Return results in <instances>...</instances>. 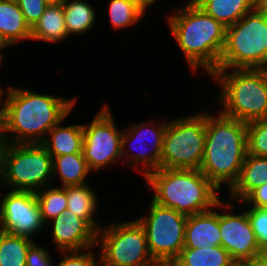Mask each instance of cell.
Wrapping results in <instances>:
<instances>
[{
	"instance_id": "6da1fadb",
	"label": "cell",
	"mask_w": 267,
	"mask_h": 266,
	"mask_svg": "<svg viewBox=\"0 0 267 266\" xmlns=\"http://www.w3.org/2000/svg\"><path fill=\"white\" fill-rule=\"evenodd\" d=\"M173 6L167 12L165 23L176 45L185 57L192 75L202 70L211 76L219 66L225 41L226 28L212 16L206 14L195 3ZM205 71V72H203ZM195 72V73H194Z\"/></svg>"
},
{
	"instance_id": "7a4b0ae2",
	"label": "cell",
	"mask_w": 267,
	"mask_h": 266,
	"mask_svg": "<svg viewBox=\"0 0 267 266\" xmlns=\"http://www.w3.org/2000/svg\"><path fill=\"white\" fill-rule=\"evenodd\" d=\"M77 98L9 86L4 133L11 143H42L77 105Z\"/></svg>"
},
{
	"instance_id": "3957f363",
	"label": "cell",
	"mask_w": 267,
	"mask_h": 266,
	"mask_svg": "<svg viewBox=\"0 0 267 266\" xmlns=\"http://www.w3.org/2000/svg\"><path fill=\"white\" fill-rule=\"evenodd\" d=\"M246 154L247 123L227 117L218 109L217 113L206 110L205 148L199 170L228 193L239 179Z\"/></svg>"
},
{
	"instance_id": "277c9868",
	"label": "cell",
	"mask_w": 267,
	"mask_h": 266,
	"mask_svg": "<svg viewBox=\"0 0 267 266\" xmlns=\"http://www.w3.org/2000/svg\"><path fill=\"white\" fill-rule=\"evenodd\" d=\"M144 179L153 202L187 216L209 211L223 198L199 169L160 168Z\"/></svg>"
},
{
	"instance_id": "5b68a950",
	"label": "cell",
	"mask_w": 267,
	"mask_h": 266,
	"mask_svg": "<svg viewBox=\"0 0 267 266\" xmlns=\"http://www.w3.org/2000/svg\"><path fill=\"white\" fill-rule=\"evenodd\" d=\"M210 77L219 89L215 102L223 115L245 123L267 118V81L261 69H217Z\"/></svg>"
},
{
	"instance_id": "8992f818",
	"label": "cell",
	"mask_w": 267,
	"mask_h": 266,
	"mask_svg": "<svg viewBox=\"0 0 267 266\" xmlns=\"http://www.w3.org/2000/svg\"><path fill=\"white\" fill-rule=\"evenodd\" d=\"M267 65V13L255 7L226 28L217 69H260Z\"/></svg>"
},
{
	"instance_id": "52a82bcc",
	"label": "cell",
	"mask_w": 267,
	"mask_h": 266,
	"mask_svg": "<svg viewBox=\"0 0 267 266\" xmlns=\"http://www.w3.org/2000/svg\"><path fill=\"white\" fill-rule=\"evenodd\" d=\"M200 111L168 120L163 138L161 168H200L205 148L206 110Z\"/></svg>"
},
{
	"instance_id": "ba28073f",
	"label": "cell",
	"mask_w": 267,
	"mask_h": 266,
	"mask_svg": "<svg viewBox=\"0 0 267 266\" xmlns=\"http://www.w3.org/2000/svg\"><path fill=\"white\" fill-rule=\"evenodd\" d=\"M97 249L105 265L158 266L149 253L145 229L135 218L102 225L97 232Z\"/></svg>"
},
{
	"instance_id": "9c48e42d",
	"label": "cell",
	"mask_w": 267,
	"mask_h": 266,
	"mask_svg": "<svg viewBox=\"0 0 267 266\" xmlns=\"http://www.w3.org/2000/svg\"><path fill=\"white\" fill-rule=\"evenodd\" d=\"M52 157L41 143H11L0 187L37 192L53 185Z\"/></svg>"
},
{
	"instance_id": "30bf717a",
	"label": "cell",
	"mask_w": 267,
	"mask_h": 266,
	"mask_svg": "<svg viewBox=\"0 0 267 266\" xmlns=\"http://www.w3.org/2000/svg\"><path fill=\"white\" fill-rule=\"evenodd\" d=\"M148 207L136 219L145 229L149 253L158 265L174 262L184 248L188 216L152 200Z\"/></svg>"
},
{
	"instance_id": "8fae6325",
	"label": "cell",
	"mask_w": 267,
	"mask_h": 266,
	"mask_svg": "<svg viewBox=\"0 0 267 266\" xmlns=\"http://www.w3.org/2000/svg\"><path fill=\"white\" fill-rule=\"evenodd\" d=\"M94 118L83 124V155L93 173L122 163L123 129L116 126L110 105L102 104ZM111 109V110H110ZM115 163V164H114Z\"/></svg>"
},
{
	"instance_id": "7c38bea8",
	"label": "cell",
	"mask_w": 267,
	"mask_h": 266,
	"mask_svg": "<svg viewBox=\"0 0 267 266\" xmlns=\"http://www.w3.org/2000/svg\"><path fill=\"white\" fill-rule=\"evenodd\" d=\"M151 119L125 125L122 134V164L132 167L143 179L161 168L163 138L168 124V118L161 119L164 122L160 118Z\"/></svg>"
},
{
	"instance_id": "4fadbf2b",
	"label": "cell",
	"mask_w": 267,
	"mask_h": 266,
	"mask_svg": "<svg viewBox=\"0 0 267 266\" xmlns=\"http://www.w3.org/2000/svg\"><path fill=\"white\" fill-rule=\"evenodd\" d=\"M233 203L224 198L219 201L221 246L235 262H255L263 250L258 245L246 207L239 203L238 211Z\"/></svg>"
},
{
	"instance_id": "5bb4252c",
	"label": "cell",
	"mask_w": 267,
	"mask_h": 266,
	"mask_svg": "<svg viewBox=\"0 0 267 266\" xmlns=\"http://www.w3.org/2000/svg\"><path fill=\"white\" fill-rule=\"evenodd\" d=\"M5 190L7 192L0 199V230L36 241L35 236L42 235L43 229H46L36 193Z\"/></svg>"
},
{
	"instance_id": "9a60e30c",
	"label": "cell",
	"mask_w": 267,
	"mask_h": 266,
	"mask_svg": "<svg viewBox=\"0 0 267 266\" xmlns=\"http://www.w3.org/2000/svg\"><path fill=\"white\" fill-rule=\"evenodd\" d=\"M51 229V244L56 251H78L97 245V232L70 210L46 224Z\"/></svg>"
},
{
	"instance_id": "2e32d148",
	"label": "cell",
	"mask_w": 267,
	"mask_h": 266,
	"mask_svg": "<svg viewBox=\"0 0 267 266\" xmlns=\"http://www.w3.org/2000/svg\"><path fill=\"white\" fill-rule=\"evenodd\" d=\"M221 246L219 202L206 212L189 215L185 226L184 248Z\"/></svg>"
},
{
	"instance_id": "e0dca14e",
	"label": "cell",
	"mask_w": 267,
	"mask_h": 266,
	"mask_svg": "<svg viewBox=\"0 0 267 266\" xmlns=\"http://www.w3.org/2000/svg\"><path fill=\"white\" fill-rule=\"evenodd\" d=\"M73 110L54 126L41 143L51 157L69 154H83V123L64 125Z\"/></svg>"
},
{
	"instance_id": "ac0fdd59",
	"label": "cell",
	"mask_w": 267,
	"mask_h": 266,
	"mask_svg": "<svg viewBox=\"0 0 267 266\" xmlns=\"http://www.w3.org/2000/svg\"><path fill=\"white\" fill-rule=\"evenodd\" d=\"M264 183H267V157L246 154L239 179L228 191L229 200L239 203Z\"/></svg>"
},
{
	"instance_id": "d6986e66",
	"label": "cell",
	"mask_w": 267,
	"mask_h": 266,
	"mask_svg": "<svg viewBox=\"0 0 267 266\" xmlns=\"http://www.w3.org/2000/svg\"><path fill=\"white\" fill-rule=\"evenodd\" d=\"M0 35L9 47L31 41V28L16 0H0Z\"/></svg>"
},
{
	"instance_id": "ffe728a7",
	"label": "cell",
	"mask_w": 267,
	"mask_h": 266,
	"mask_svg": "<svg viewBox=\"0 0 267 266\" xmlns=\"http://www.w3.org/2000/svg\"><path fill=\"white\" fill-rule=\"evenodd\" d=\"M91 182L87 184L67 186V209L77 217L84 219L96 232L100 230L101 223L96 215L100 202L96 189ZM95 190V191H94ZM97 217V218H95Z\"/></svg>"
},
{
	"instance_id": "44dd1931",
	"label": "cell",
	"mask_w": 267,
	"mask_h": 266,
	"mask_svg": "<svg viewBox=\"0 0 267 266\" xmlns=\"http://www.w3.org/2000/svg\"><path fill=\"white\" fill-rule=\"evenodd\" d=\"M70 38L67 33L63 5H48L31 28V41L59 44Z\"/></svg>"
},
{
	"instance_id": "7402d4cb",
	"label": "cell",
	"mask_w": 267,
	"mask_h": 266,
	"mask_svg": "<svg viewBox=\"0 0 267 266\" xmlns=\"http://www.w3.org/2000/svg\"><path fill=\"white\" fill-rule=\"evenodd\" d=\"M62 5L69 37L89 33L95 27L99 15L92 3L86 0H65Z\"/></svg>"
},
{
	"instance_id": "603a6c76",
	"label": "cell",
	"mask_w": 267,
	"mask_h": 266,
	"mask_svg": "<svg viewBox=\"0 0 267 266\" xmlns=\"http://www.w3.org/2000/svg\"><path fill=\"white\" fill-rule=\"evenodd\" d=\"M52 164L53 180L58 176L61 182V185L55 186L67 187L87 184L90 180L88 178L92 172L89 170L83 154L56 156L52 158Z\"/></svg>"
},
{
	"instance_id": "cb8c5ba5",
	"label": "cell",
	"mask_w": 267,
	"mask_h": 266,
	"mask_svg": "<svg viewBox=\"0 0 267 266\" xmlns=\"http://www.w3.org/2000/svg\"><path fill=\"white\" fill-rule=\"evenodd\" d=\"M195 4L225 27H229L253 10L256 0H198Z\"/></svg>"
},
{
	"instance_id": "d4e9b609",
	"label": "cell",
	"mask_w": 267,
	"mask_h": 266,
	"mask_svg": "<svg viewBox=\"0 0 267 266\" xmlns=\"http://www.w3.org/2000/svg\"><path fill=\"white\" fill-rule=\"evenodd\" d=\"M174 262L178 266H233L235 263L222 246L183 248Z\"/></svg>"
},
{
	"instance_id": "484cf974",
	"label": "cell",
	"mask_w": 267,
	"mask_h": 266,
	"mask_svg": "<svg viewBox=\"0 0 267 266\" xmlns=\"http://www.w3.org/2000/svg\"><path fill=\"white\" fill-rule=\"evenodd\" d=\"M108 6V7H107ZM114 30L128 29L145 19L148 10L139 0H109L105 7Z\"/></svg>"
},
{
	"instance_id": "4316f807",
	"label": "cell",
	"mask_w": 267,
	"mask_h": 266,
	"mask_svg": "<svg viewBox=\"0 0 267 266\" xmlns=\"http://www.w3.org/2000/svg\"><path fill=\"white\" fill-rule=\"evenodd\" d=\"M34 242L0 230V266H26L27 251Z\"/></svg>"
},
{
	"instance_id": "83f0119b",
	"label": "cell",
	"mask_w": 267,
	"mask_h": 266,
	"mask_svg": "<svg viewBox=\"0 0 267 266\" xmlns=\"http://www.w3.org/2000/svg\"><path fill=\"white\" fill-rule=\"evenodd\" d=\"M36 197L45 224L67 210V187L46 186L36 192Z\"/></svg>"
},
{
	"instance_id": "f1b7e54d",
	"label": "cell",
	"mask_w": 267,
	"mask_h": 266,
	"mask_svg": "<svg viewBox=\"0 0 267 266\" xmlns=\"http://www.w3.org/2000/svg\"><path fill=\"white\" fill-rule=\"evenodd\" d=\"M247 154L267 157V118L247 123Z\"/></svg>"
},
{
	"instance_id": "f546056e",
	"label": "cell",
	"mask_w": 267,
	"mask_h": 266,
	"mask_svg": "<svg viewBox=\"0 0 267 266\" xmlns=\"http://www.w3.org/2000/svg\"><path fill=\"white\" fill-rule=\"evenodd\" d=\"M96 246L78 251H60V260L55 266H98L99 250Z\"/></svg>"
},
{
	"instance_id": "4dcf8cb0",
	"label": "cell",
	"mask_w": 267,
	"mask_h": 266,
	"mask_svg": "<svg viewBox=\"0 0 267 266\" xmlns=\"http://www.w3.org/2000/svg\"><path fill=\"white\" fill-rule=\"evenodd\" d=\"M258 245L267 250V208L246 207Z\"/></svg>"
},
{
	"instance_id": "1f68e13d",
	"label": "cell",
	"mask_w": 267,
	"mask_h": 266,
	"mask_svg": "<svg viewBox=\"0 0 267 266\" xmlns=\"http://www.w3.org/2000/svg\"><path fill=\"white\" fill-rule=\"evenodd\" d=\"M16 2L30 28L36 24L48 7L44 0H16Z\"/></svg>"
},
{
	"instance_id": "d6a6232c",
	"label": "cell",
	"mask_w": 267,
	"mask_h": 266,
	"mask_svg": "<svg viewBox=\"0 0 267 266\" xmlns=\"http://www.w3.org/2000/svg\"><path fill=\"white\" fill-rule=\"evenodd\" d=\"M38 243L35 241L29 247L26 255V266H55L53 253Z\"/></svg>"
},
{
	"instance_id": "836d02e7",
	"label": "cell",
	"mask_w": 267,
	"mask_h": 266,
	"mask_svg": "<svg viewBox=\"0 0 267 266\" xmlns=\"http://www.w3.org/2000/svg\"><path fill=\"white\" fill-rule=\"evenodd\" d=\"M245 207L267 208V183L253 189L241 202Z\"/></svg>"
},
{
	"instance_id": "e575fe53",
	"label": "cell",
	"mask_w": 267,
	"mask_h": 266,
	"mask_svg": "<svg viewBox=\"0 0 267 266\" xmlns=\"http://www.w3.org/2000/svg\"><path fill=\"white\" fill-rule=\"evenodd\" d=\"M8 91H9V85L8 87L5 88L0 85V132H4L6 127V102H7Z\"/></svg>"
},
{
	"instance_id": "d590c367",
	"label": "cell",
	"mask_w": 267,
	"mask_h": 266,
	"mask_svg": "<svg viewBox=\"0 0 267 266\" xmlns=\"http://www.w3.org/2000/svg\"><path fill=\"white\" fill-rule=\"evenodd\" d=\"M11 142L4 132H0V178L5 168L6 154Z\"/></svg>"
},
{
	"instance_id": "8d00e7d4",
	"label": "cell",
	"mask_w": 267,
	"mask_h": 266,
	"mask_svg": "<svg viewBox=\"0 0 267 266\" xmlns=\"http://www.w3.org/2000/svg\"><path fill=\"white\" fill-rule=\"evenodd\" d=\"M257 266H267V250H263L256 258Z\"/></svg>"
},
{
	"instance_id": "74e56055",
	"label": "cell",
	"mask_w": 267,
	"mask_h": 266,
	"mask_svg": "<svg viewBox=\"0 0 267 266\" xmlns=\"http://www.w3.org/2000/svg\"><path fill=\"white\" fill-rule=\"evenodd\" d=\"M9 49L10 47L5 43V41L3 40V38L0 35V61L3 63L4 60V51L5 49Z\"/></svg>"
},
{
	"instance_id": "f35d334b",
	"label": "cell",
	"mask_w": 267,
	"mask_h": 266,
	"mask_svg": "<svg viewBox=\"0 0 267 266\" xmlns=\"http://www.w3.org/2000/svg\"><path fill=\"white\" fill-rule=\"evenodd\" d=\"M256 7L259 10L267 13V0H256Z\"/></svg>"
},
{
	"instance_id": "ab89813d",
	"label": "cell",
	"mask_w": 267,
	"mask_h": 266,
	"mask_svg": "<svg viewBox=\"0 0 267 266\" xmlns=\"http://www.w3.org/2000/svg\"><path fill=\"white\" fill-rule=\"evenodd\" d=\"M145 7H147L148 9L150 8V6H154V5H159L158 1L159 0H139ZM158 3V4H156Z\"/></svg>"
},
{
	"instance_id": "60d3db41",
	"label": "cell",
	"mask_w": 267,
	"mask_h": 266,
	"mask_svg": "<svg viewBox=\"0 0 267 266\" xmlns=\"http://www.w3.org/2000/svg\"><path fill=\"white\" fill-rule=\"evenodd\" d=\"M233 266H257L255 262H235Z\"/></svg>"
},
{
	"instance_id": "b9f144b4",
	"label": "cell",
	"mask_w": 267,
	"mask_h": 266,
	"mask_svg": "<svg viewBox=\"0 0 267 266\" xmlns=\"http://www.w3.org/2000/svg\"><path fill=\"white\" fill-rule=\"evenodd\" d=\"M48 5H61L65 0H44Z\"/></svg>"
},
{
	"instance_id": "7bdbcfd3",
	"label": "cell",
	"mask_w": 267,
	"mask_h": 266,
	"mask_svg": "<svg viewBox=\"0 0 267 266\" xmlns=\"http://www.w3.org/2000/svg\"><path fill=\"white\" fill-rule=\"evenodd\" d=\"M260 69H261L262 73L264 74L266 81H267V65L264 67H261Z\"/></svg>"
},
{
	"instance_id": "ee69618b",
	"label": "cell",
	"mask_w": 267,
	"mask_h": 266,
	"mask_svg": "<svg viewBox=\"0 0 267 266\" xmlns=\"http://www.w3.org/2000/svg\"><path fill=\"white\" fill-rule=\"evenodd\" d=\"M163 266H178L175 262L164 264Z\"/></svg>"
},
{
	"instance_id": "f6af8a7d",
	"label": "cell",
	"mask_w": 267,
	"mask_h": 266,
	"mask_svg": "<svg viewBox=\"0 0 267 266\" xmlns=\"http://www.w3.org/2000/svg\"><path fill=\"white\" fill-rule=\"evenodd\" d=\"M98 266H109V265H105L99 260Z\"/></svg>"
},
{
	"instance_id": "bcb514c9",
	"label": "cell",
	"mask_w": 267,
	"mask_h": 266,
	"mask_svg": "<svg viewBox=\"0 0 267 266\" xmlns=\"http://www.w3.org/2000/svg\"><path fill=\"white\" fill-rule=\"evenodd\" d=\"M198 0H187V3H195Z\"/></svg>"
}]
</instances>
